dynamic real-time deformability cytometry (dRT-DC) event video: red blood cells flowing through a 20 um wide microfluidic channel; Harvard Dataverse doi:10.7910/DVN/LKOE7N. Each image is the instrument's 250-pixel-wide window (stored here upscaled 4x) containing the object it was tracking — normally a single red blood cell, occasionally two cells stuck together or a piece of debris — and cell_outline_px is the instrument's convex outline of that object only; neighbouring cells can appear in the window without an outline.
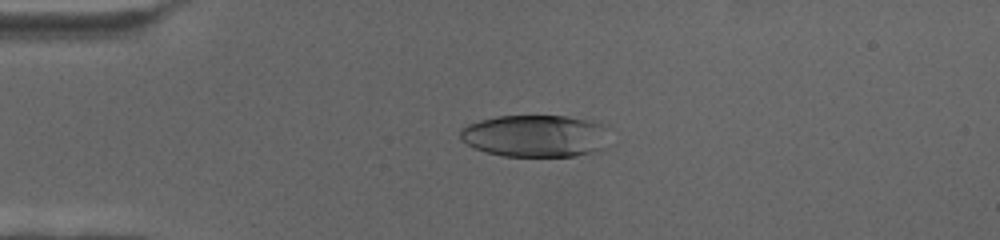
{"species": "human", "species_latin": "Homo sapiens", "temperature_condition": "cold", "stored_images_in_passage": 68, "camera_frame_rate_fps": 3000, "um_per_image_px": 0.085, "donor": {"sex": "female"}, "frame": {"image": 1, "passage_image": 16, "time_ms": 5.0, "image_size_px": [1000, 240], "cell_outline_px": [[616, 144], [612, 148], [600, 152], [576, 156], [504, 156], [484, 152], [460, 140], [460, 128], [468, 124], [480, 120], [496, 116], [568, 116], [588, 120], [600, 124]], "centroid_in_image_um": [45.63, 11.58], "position_along_channel_um": 39.4, "area_um2": 37.69}}
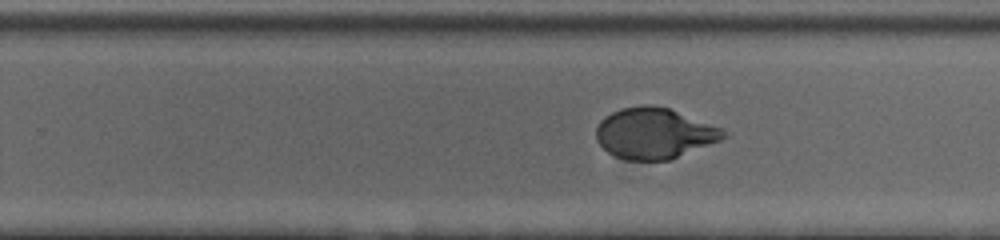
{"frame": {"image": 2, "passage_image": 43, "time_ms": 14.0, "image_size_px": [1000, 240], "cell_outline_px": [[728, 136], [720, 140], [668, 160], [628, 160], [616, 156], [608, 152], [596, 140], [596, 128], [600, 120], [604, 116], [620, 108], [644, 104], [648, 104], [668, 108], [724, 128], [728, 132]], "centroid_in_image_um": [55.61, 11.31], "position_along_channel_um": 274.2, "area_um2": 37.69}}
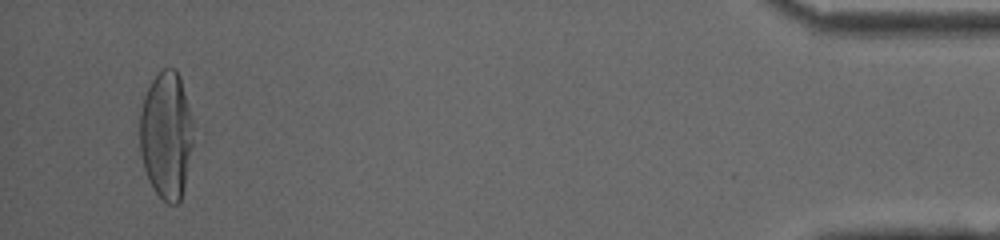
{"frame": {"image": 3, "passage_image": 65, "time_ms": 21.333, "image_size_px": [1000, 240], "cell_outline_px": [[192, 144], [184, 188], [180, 200], [176, 204], [168, 204], [156, 192], [148, 180], [144, 168], [140, 152], [140, 112], [144, 96], [152, 80], [164, 68], [176, 68], [180, 76], [192, 120]], "centroid_in_image_um": [14.12, 11.49], "position_along_channel_um": 421.1, "area_um2": 39.42}}